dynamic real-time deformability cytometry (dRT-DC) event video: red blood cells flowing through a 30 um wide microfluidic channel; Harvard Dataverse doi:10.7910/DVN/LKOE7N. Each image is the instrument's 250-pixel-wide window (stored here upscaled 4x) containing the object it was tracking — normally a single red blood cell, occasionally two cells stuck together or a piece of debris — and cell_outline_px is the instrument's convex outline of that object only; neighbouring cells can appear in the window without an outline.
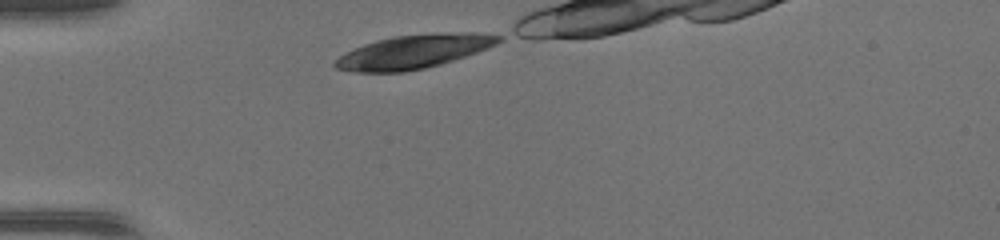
{"species": "common noctule bat (a hibernating species)", "species_latin": "Nyctalus noctula", "temperature_condition": "warm", "stored_images_in_passage": 28, "camera_frame_rate_fps": 3000, "um_per_image_px": 0.085, "animal": {"sex": "female", "body_mass_g": 17.0, "forearm_length_mm": 48.0}, "frame": {"image": 1, "passage_image": 1, "time_ms": 0.0, "image_size_px": [1000, 240], "cell_outline_px": [[500, 40], [484, 48], [440, 64], [424, 68], [404, 72], [356, 72], [336, 68], [332, 64], [340, 56], [356, 48], [380, 40], [396, 36], [500, 36]], "centroid_in_image_um": [34.89, 4.49], "position_along_channel_um": 50.1, "area_um2": 29.07}}